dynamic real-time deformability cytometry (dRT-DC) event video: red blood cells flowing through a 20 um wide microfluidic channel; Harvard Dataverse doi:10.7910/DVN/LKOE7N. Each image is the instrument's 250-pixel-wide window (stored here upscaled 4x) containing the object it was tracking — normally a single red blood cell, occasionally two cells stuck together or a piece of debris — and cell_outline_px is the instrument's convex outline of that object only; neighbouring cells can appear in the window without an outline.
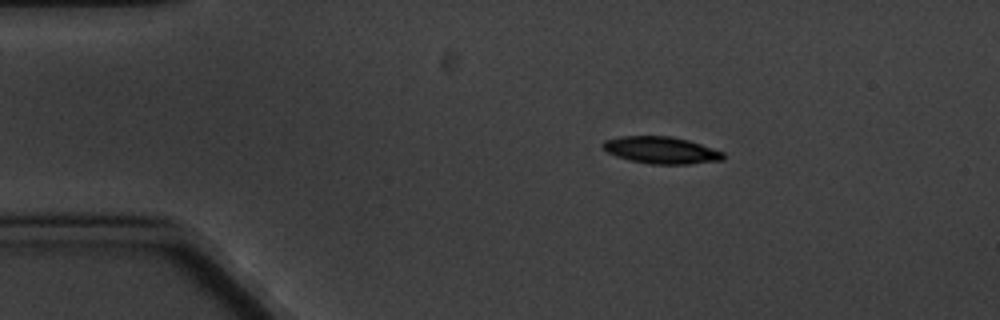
{"species": "common noctule bat (a hibernating species)", "species_latin": "Nyctalus noctula", "temperature_condition": "cold", "stored_images_in_passage": 4, "camera_frame_rate_fps": 3000, "um_per_image_px": 0.085, "animal": {"sex": "male", "body_mass_g": 20.1, "forearm_length_mm": 53.5}, "frame": {"image": 1, "passage_image": 2, "time_ms": 1.333, "image_size_px": [1000, 320], "cell_outline_px": [[724, 160], [688, 164], [648, 164], [616, 156], [608, 152], [600, 144], [604, 140], [620, 136], [672, 136], [688, 140], [724, 152]], "centroid_in_image_um": [56.2, 12.76], "position_along_channel_um": 28.8, "area_um2": 18.9}}